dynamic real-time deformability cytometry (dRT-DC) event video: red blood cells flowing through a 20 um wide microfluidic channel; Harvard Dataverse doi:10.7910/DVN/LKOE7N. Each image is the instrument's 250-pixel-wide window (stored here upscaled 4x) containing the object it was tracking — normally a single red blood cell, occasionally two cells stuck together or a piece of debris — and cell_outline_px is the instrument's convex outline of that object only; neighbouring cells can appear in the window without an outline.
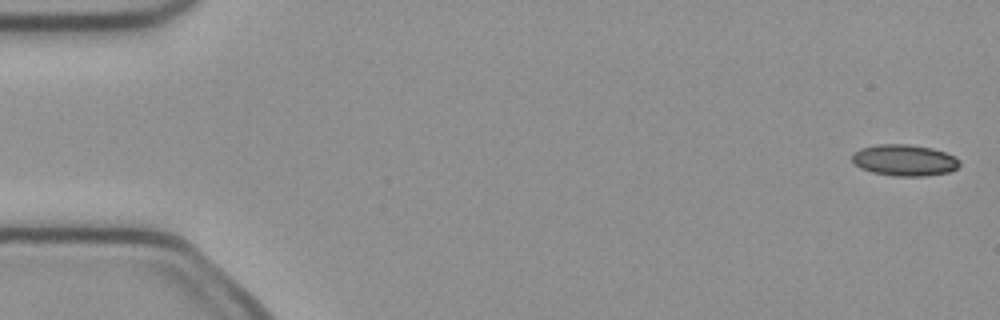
{"species": "common noctule bat (a hibernating species)", "species_latin": "Nyctalus noctula", "temperature_condition": "cold", "stored_images_in_passage": 50, "camera_frame_rate_fps": 3000, "um_per_image_px": 0.085, "animal": {"sex": "female", "body_mass_g": 21.9}, "frame": {"image": 1, "passage_image": 2, "time_ms": 0.333, "image_size_px": [1000, 320], "cell_outline_px": [[960, 164], [956, 168], [948, 172], [924, 176], [892, 176], [872, 172], [860, 168], [852, 160], [852, 152], [860, 148], [876, 144], [908, 144], [932, 148], [956, 156], [960, 160]], "centroid_in_image_um": [76.86, 13.61], "position_along_channel_um": 8.1, "area_um2": 19.77}}
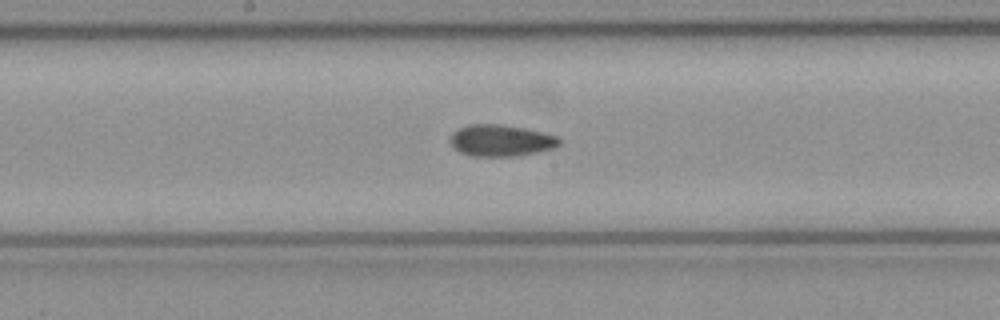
{"frame": {"image": 2, "passage_image": 27, "time_ms": 8.667, "image_size_px": [1000, 320], "cell_outline_px": [[560, 144], [556, 148], [516, 156], [472, 156], [460, 152], [448, 140], [452, 132], [456, 128], [468, 124], [504, 124], [544, 132], [556, 136], [560, 140]], "centroid_in_image_um": [42.56, 11.93], "position_along_channel_um": 205.6, "area_um2": 20.29}}
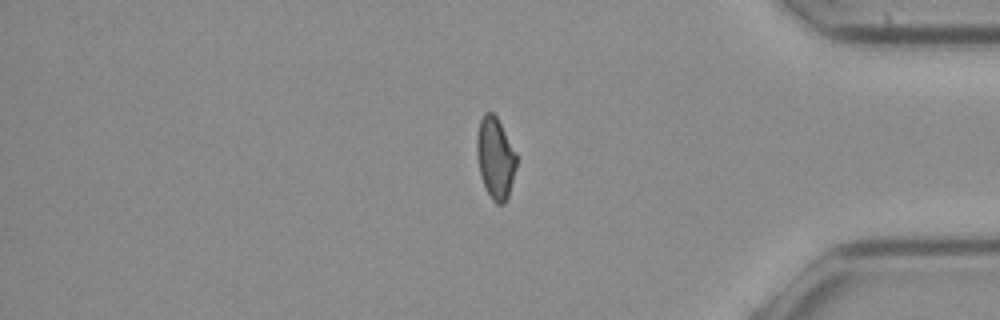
{"frame": {"image": 3, "passage_image": 43, "time_ms": 14.0, "image_size_px": [1000, 320], "cell_outline_px": [[516, 168], [508, 196], [504, 204], [496, 204], [492, 200], [480, 176], [476, 152], [476, 136], [480, 120], [484, 112], [492, 112], [496, 116], [516, 152]], "centroid_in_image_um": [42.09, 13.42], "position_along_channel_um": 393.1, "area_um2": 18.79}, "authors_computed_cell_mechanics": {"area_um2": 19.6809, "velocity_mm_per_s": 4.0356, "shape_relaxation_time_tau1_ms": null, "shape_relaxation_time_tau2_ms": 6.8221, "deformation_change_tau1": null, "deformation_change_tau2": 0.1106}}